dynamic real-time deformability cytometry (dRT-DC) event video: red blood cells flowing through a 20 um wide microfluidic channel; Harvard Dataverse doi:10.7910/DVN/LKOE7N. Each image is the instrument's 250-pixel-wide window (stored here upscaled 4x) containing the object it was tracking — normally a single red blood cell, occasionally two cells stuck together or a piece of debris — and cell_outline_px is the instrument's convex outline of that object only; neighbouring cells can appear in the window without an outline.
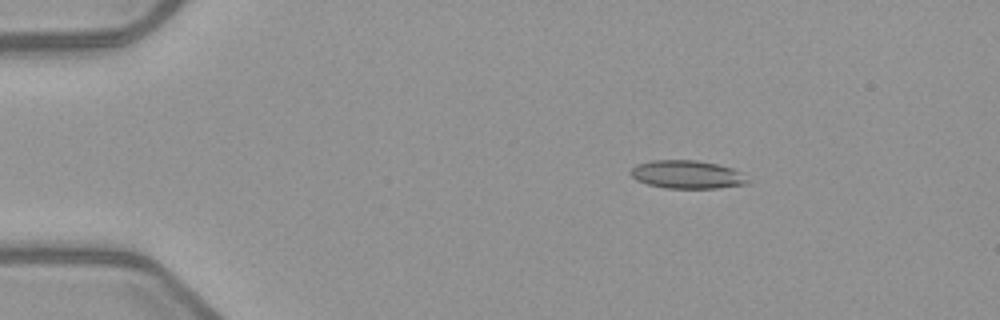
{"species": "common noctule bat (a hibernating species)", "species_latin": "Nyctalus noctula", "temperature_condition": "warm", "stored_images_in_passage": 3, "camera_frame_rate_fps": 3000, "um_per_image_px": 0.085, "animal": {"sex": "female", "body_mass_g": 21.9}, "frame": {"image": 1, "passage_image": 1, "time_ms": 0.0, "image_size_px": [1000, 320], "cell_outline_px": [[748, 184], [716, 188], [664, 188], [648, 184], [636, 180], [628, 172], [636, 164], [652, 160], [696, 160], [716, 164], [732, 168], [740, 172], [748, 180]], "centroid_in_image_um": [58.36, 14.83], "position_along_channel_um": 26.6, "area_um2": 19.19}}